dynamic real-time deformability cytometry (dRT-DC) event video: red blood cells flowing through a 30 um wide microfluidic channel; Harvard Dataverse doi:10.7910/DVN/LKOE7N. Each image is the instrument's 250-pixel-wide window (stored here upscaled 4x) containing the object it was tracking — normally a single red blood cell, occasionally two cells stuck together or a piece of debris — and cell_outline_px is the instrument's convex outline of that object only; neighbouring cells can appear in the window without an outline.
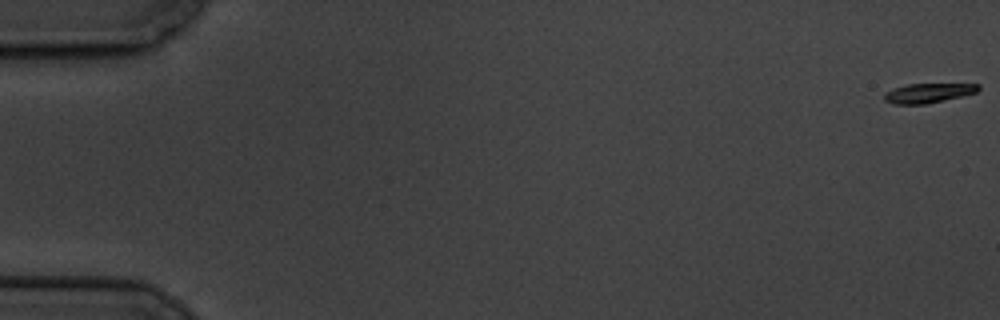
{"species": "common noctule bat (a hibernating species)", "species_latin": "Nyctalus noctula", "temperature_condition": "cold", "stored_images_in_passage": 10, "camera_frame_rate_fps": 3000, "um_per_image_px": 0.085, "animal": {"sex": "male", "body_mass_g": 19.5, "forearm_length_mm": 54.6}, "frame": {"image": 1, "passage_image": 1, "time_ms": 0.0, "image_size_px": [1000, 320], "cell_outline_px": [[980, 88], [976, 92], [960, 96], [924, 104], [892, 104], [884, 100], [884, 92], [892, 88], [908, 84], [980, 84]], "centroid_in_image_um": [78.83, 7.9], "position_along_channel_um": 6.2, "area_um2": 10.58}}
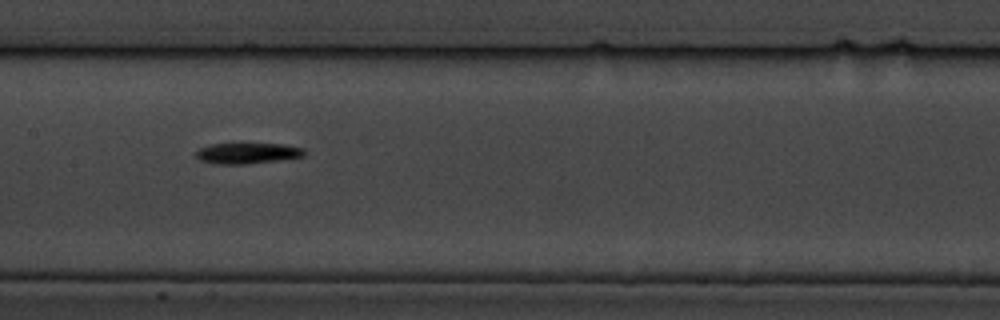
{"frame": {"image": 2, "passage_image": 9, "time_ms": 10.0, "image_size_px": [1000, 320], "cell_outline_px": [[304, 156], [280, 160], [244, 164], [216, 164], [200, 160], [196, 156], [196, 152], [200, 148], [212, 144], [240, 140], [284, 144], [304, 148]], "centroid_in_image_um": [21.03, 12.96], "position_along_channel_um": 186.4, "area_um2": 14.05}}
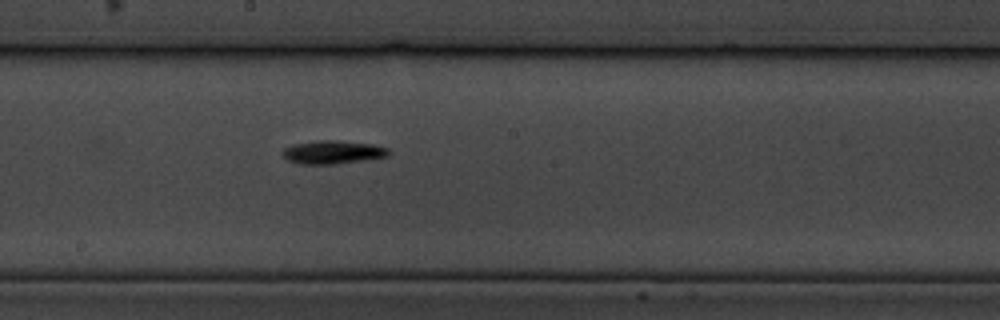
{"frame": {"image": 3, "passage_image": 10, "time_ms": 11.0, "image_size_px": [1000, 320], "cell_outline_px": [[388, 156], [364, 160], [332, 164], [300, 164], [288, 160], [280, 152], [284, 148], [292, 144], [316, 140], [336, 140], [372, 144], [388, 148]], "centroid_in_image_um": [28.23, 12.93], "position_along_channel_um": 220.0, "area_um2": 14.39}}